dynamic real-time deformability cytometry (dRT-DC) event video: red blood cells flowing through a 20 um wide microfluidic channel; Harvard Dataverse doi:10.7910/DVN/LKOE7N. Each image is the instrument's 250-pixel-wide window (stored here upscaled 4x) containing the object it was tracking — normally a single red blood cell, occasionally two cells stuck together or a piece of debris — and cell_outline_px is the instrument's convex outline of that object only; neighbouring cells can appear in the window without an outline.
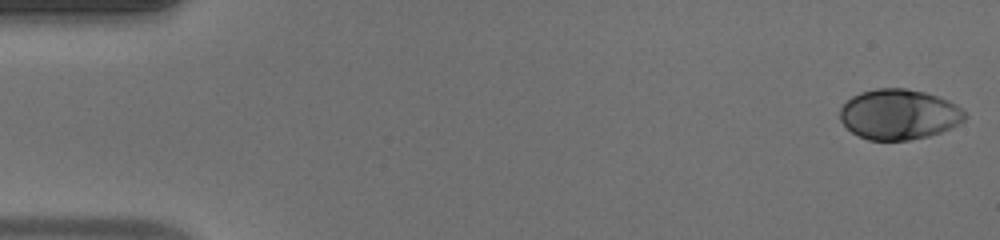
{"species": "human", "species_latin": "Homo sapiens", "temperature_condition": "warm", "stored_images_in_passage": 50, "camera_frame_rate_fps": 3000, "um_per_image_px": 0.085, "donor": {"sex": "male"}, "frame": {"image": 1, "passage_image": 1, "time_ms": 0.0, "image_size_px": [1000, 240], "cell_outline_px": [[968, 116], [964, 120], [952, 128], [928, 136], [908, 140], [868, 140], [852, 132], [840, 120], [840, 108], [852, 96], [860, 92], [876, 88], [904, 88], [924, 92], [948, 100], [956, 104]], "centroid_in_image_um": [76.41, 9.72], "position_along_channel_um": 8.6, "area_um2": 36.53}}
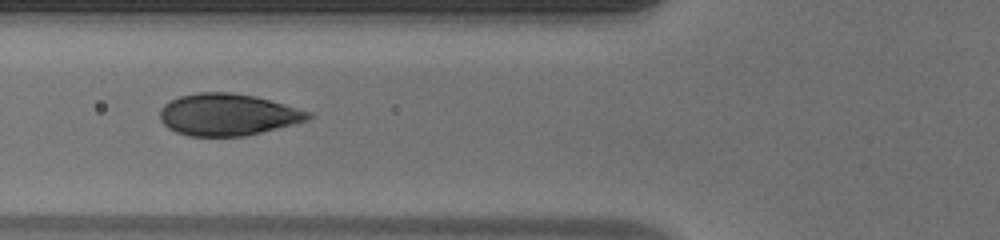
{"frame": {"image": 2, "passage_image": 19, "time_ms": 6.0, "image_size_px": [1000, 240], "cell_outline_px": [[316, 116], [308, 120], [244, 136], [188, 136], [176, 132], [168, 128], [160, 120], [160, 108], [164, 104], [180, 96], [196, 92], [232, 92], [256, 96], [312, 112]], "centroid_in_image_um": [19.36, 9.73], "position_along_channel_um": 106.4, "area_um2": 36.24}}
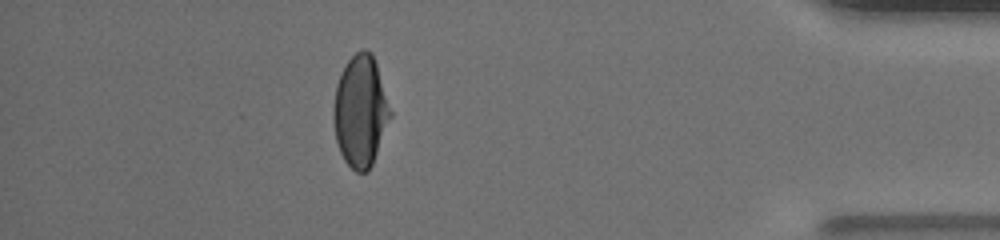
{"frame": {"image": 3, "passage_image": 44, "time_ms": 14.333, "image_size_px": [1000, 240], "cell_outline_px": [[392, 116], [372, 164], [368, 172], [356, 172], [344, 160], [340, 152], [336, 140], [332, 116], [332, 108], [336, 84], [348, 60], [356, 52], [364, 48], [372, 52], [392, 112]], "centroid_in_image_um": [30.63, 9.46], "position_along_channel_um": 404.6, "area_um2": 36.93}, "authors_computed_cell_mechanics": {"area_um2": 37.0209, "velocity_mm_per_s": 4.1165, "shape_relaxation_time_tau1_ms": 4.3463, "shape_relaxation_time_tau2_ms": null, "deformation_change_tau1": 0.2162, "deformation_change_tau2": null}}